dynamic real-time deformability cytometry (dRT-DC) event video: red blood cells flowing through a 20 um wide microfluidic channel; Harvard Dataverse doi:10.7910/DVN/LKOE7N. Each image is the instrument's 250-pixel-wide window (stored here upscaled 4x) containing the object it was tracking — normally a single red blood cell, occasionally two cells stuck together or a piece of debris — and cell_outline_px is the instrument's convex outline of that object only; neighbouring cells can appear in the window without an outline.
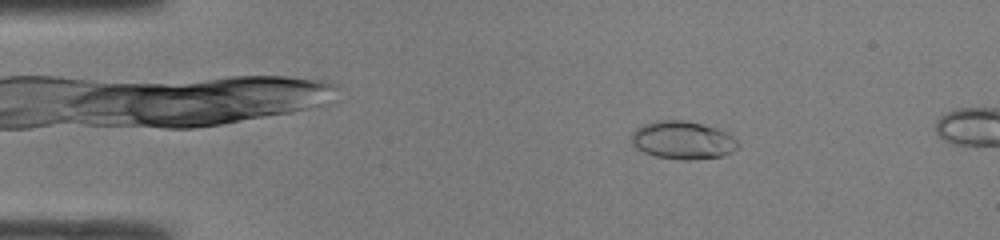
{"species": "common noctule bat (a hibernating species)", "species_latin": "Nyctalus noctula", "temperature_condition": "room temperature", "stored_images_in_passage": 7, "camera_frame_rate_fps": 3000, "um_per_image_px": 0.085, "animal": {"sex": "male", "body_mass_g": 19.0, "forearm_length_mm": 50.8}, "frame": {"image": 1, "passage_image": 1, "time_ms": 0.0, "image_size_px": [1000, 240], "cell_outline_px": [[740, 148], [732, 152], [720, 156], [692, 160], [684, 160], [656, 156], [644, 152], [636, 148], [632, 144], [632, 132], [636, 128], [644, 124], [656, 120], [680, 120], [700, 124], [716, 128], [732, 136], [740, 144]], "centroid_in_image_um": [58.03, 11.92], "position_along_channel_um": 27.0, "area_um2": 23.47}}